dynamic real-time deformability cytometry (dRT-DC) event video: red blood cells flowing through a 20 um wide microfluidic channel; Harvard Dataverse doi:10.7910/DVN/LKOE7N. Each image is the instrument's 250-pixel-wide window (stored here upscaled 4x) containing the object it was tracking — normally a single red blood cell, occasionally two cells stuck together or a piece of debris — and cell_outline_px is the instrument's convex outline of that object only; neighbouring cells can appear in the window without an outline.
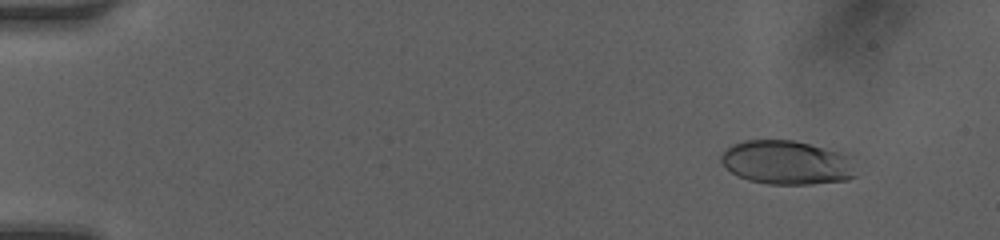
{"species": "human", "species_latin": "Homo sapiens", "temperature_condition": "room temperature", "stored_images_in_passage": 50, "camera_frame_rate_fps": 3000, "um_per_image_px": 0.085, "donor": {"sex": "female"}, "frame": {"image": 1, "passage_image": 6, "time_ms": 1.667, "image_size_px": [1000, 240], "cell_outline_px": [[856, 176], [848, 180], [812, 184], [768, 184], [748, 180], [732, 172], [720, 160], [720, 156], [732, 144], [744, 140], [792, 140], [808, 144], [852, 156]], "centroid_in_image_um": [66.9, 13.82], "position_along_channel_um": 18.1, "area_um2": 34.39}}
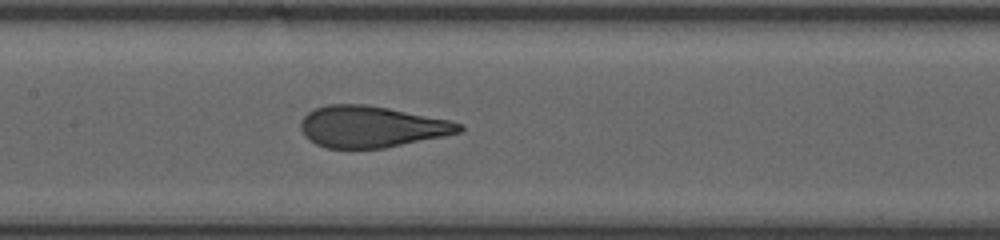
{"frame": {"image": 2, "passage_image": 26, "time_ms": 8.333, "image_size_px": [1000, 240], "cell_outline_px": [[464, 128], [460, 132], [444, 136], [384, 148], [324, 148], [316, 144], [304, 136], [300, 128], [300, 124], [304, 116], [308, 112], [316, 108], [328, 104], [368, 104], [448, 120], [464, 124]], "centroid_in_image_um": [31.55, 10.77], "position_along_channel_um": 175.8, "area_um2": 38.15}}
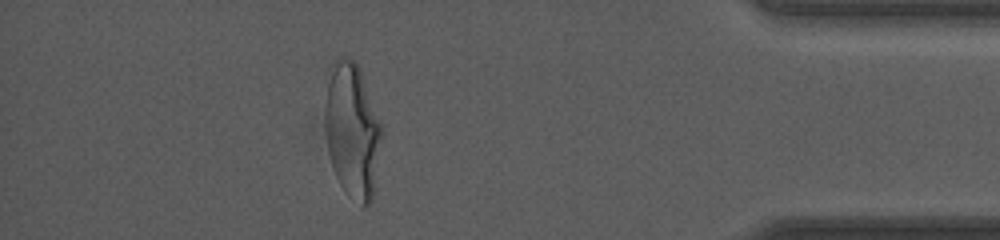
{"frame": {"image": 3, "passage_image": 45, "time_ms": 14.667, "image_size_px": [1000, 240], "cell_outline_px": [[384, 132], [372, 200], [368, 204], [364, 204], [344, 192], [336, 176], [328, 152], [328, 84], [332, 60], [344, 56], [352, 60], [360, 68], [384, 128]], "centroid_in_image_um": [30.03, 11.08], "position_along_channel_um": 405.2, "area_um2": 43.7}, "authors_computed_cell_mechanics": {"area_um2": 38.6104, "velocity_mm_per_s": 4.2295, "shape_relaxation_time_tau1_ms": 5.0745, "shape_relaxation_time_tau2_ms": null, "deformation_change_tau1": 0.2198, "deformation_change_tau2": null}}